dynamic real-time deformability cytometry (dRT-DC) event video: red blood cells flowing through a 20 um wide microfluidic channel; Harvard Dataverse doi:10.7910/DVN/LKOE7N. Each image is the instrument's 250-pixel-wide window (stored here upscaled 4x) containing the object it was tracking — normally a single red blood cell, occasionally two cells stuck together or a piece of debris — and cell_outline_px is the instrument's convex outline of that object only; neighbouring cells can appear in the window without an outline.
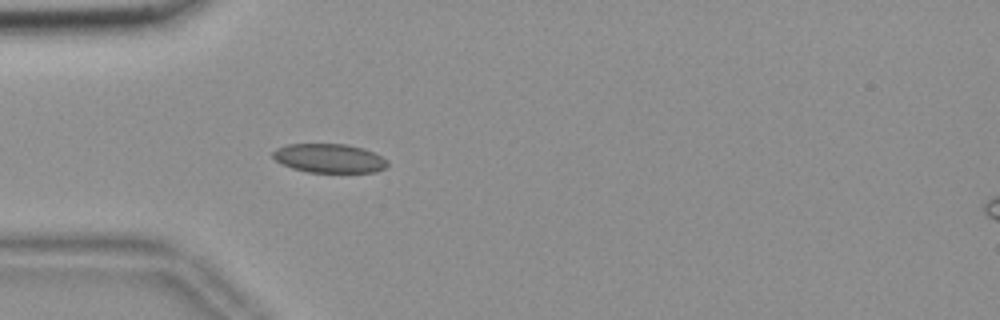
{"species": "common noctule bat (a hibernating species)", "species_latin": "Nyctalus noctula", "temperature_condition": "room temperature", "stored_images_in_passage": 55, "camera_frame_rate_fps": 3000, "um_per_image_px": 0.085, "animal": {"sex": "female", "body_mass_g": 18.4}, "frame": {"image": 1, "passage_image": 16, "time_ms": 5.0, "image_size_px": [1000, 320], "cell_outline_px": [[388, 164], [384, 168], [376, 172], [308, 172], [292, 168], [276, 160], [272, 156], [272, 152], [276, 148], [288, 144], [344, 144], [364, 148], [388, 160]], "centroid_in_image_um": [27.98, 13.45], "position_along_channel_um": 57.0, "area_um2": 19.25}}
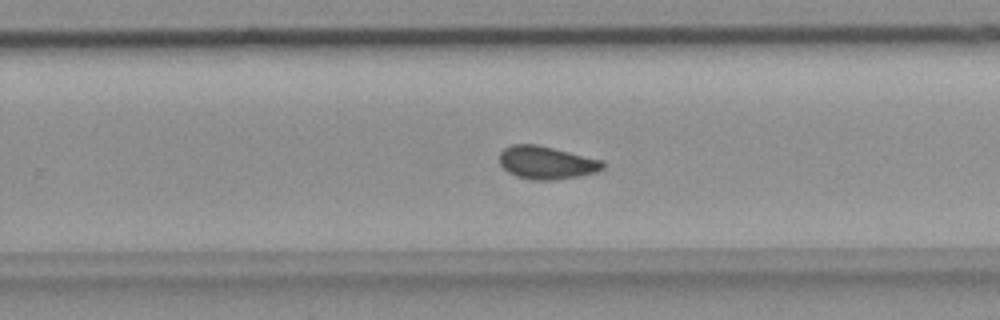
{"frame": {"image": 2, "passage_image": 35, "time_ms": 11.333, "image_size_px": [1000, 320], "cell_outline_px": [[604, 168], [596, 172], [580, 176], [548, 180], [532, 180], [516, 176], [508, 172], [500, 164], [500, 152], [504, 148], [512, 144], [536, 144], [604, 160]], "centroid_in_image_um": [46.46, 13.82], "position_along_channel_um": 283.3, "area_um2": 19.83}}
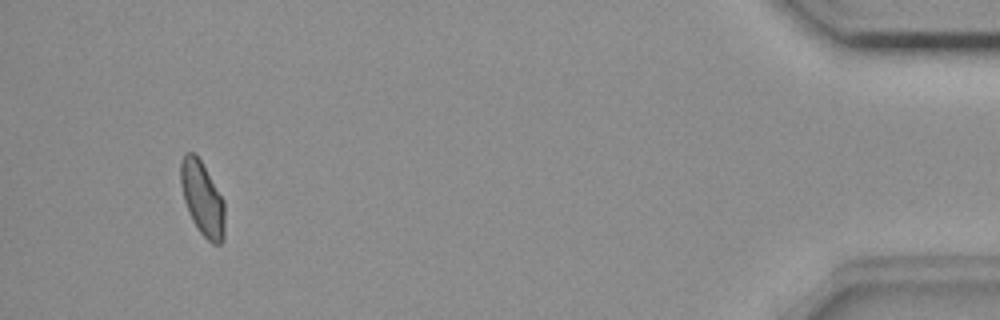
{"frame": {"image": 3, "passage_image": 52, "time_ms": 17.0, "image_size_px": [1000, 320], "cell_outline_px": [[224, 236], [220, 244], [212, 244], [200, 232], [192, 220], [188, 212], [184, 200], [180, 184], [180, 160], [184, 152], [192, 152], [200, 160], [224, 200]], "centroid_in_image_um": [17.18, 16.87], "position_along_channel_um": 418.0, "area_um2": 18.96}, "authors_computed_cell_mechanics": {"area_um2": 19.4786, "velocity_mm_per_s": 3.6571, "shape_relaxation_time_tau1_ms": null, "shape_relaxation_time_tau2_ms": 2.0555, "deformation_change_tau1": null, "deformation_change_tau2": 0.0719}}